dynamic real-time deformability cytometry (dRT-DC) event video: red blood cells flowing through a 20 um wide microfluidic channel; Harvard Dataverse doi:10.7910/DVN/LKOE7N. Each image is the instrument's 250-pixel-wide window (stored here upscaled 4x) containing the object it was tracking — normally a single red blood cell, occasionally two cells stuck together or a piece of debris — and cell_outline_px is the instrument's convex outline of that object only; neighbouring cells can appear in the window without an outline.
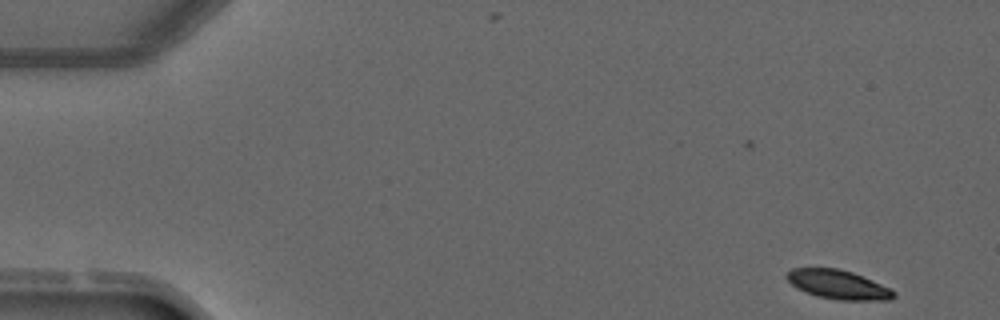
{"species": "common noctule bat (a hibernating species)", "species_latin": "Nyctalus noctula", "temperature_condition": "warm", "stored_images_in_passage": 4, "camera_frame_rate_fps": 3000, "um_per_image_px": 0.085, "animal": {"sex": "male", "forearm_length_mm": 52.5}, "frame": {"image": 1, "passage_image": 1, "time_ms": 0.0, "image_size_px": [1000, 320], "cell_outline_px": [[896, 296], [892, 300], [836, 300], [816, 296], [796, 288], [784, 276], [792, 268], [836, 268], [852, 272], [880, 284], [896, 292]], "centroid_in_image_um": [71.22, 24.2], "position_along_channel_um": 13.8, "area_um2": 18.03}}
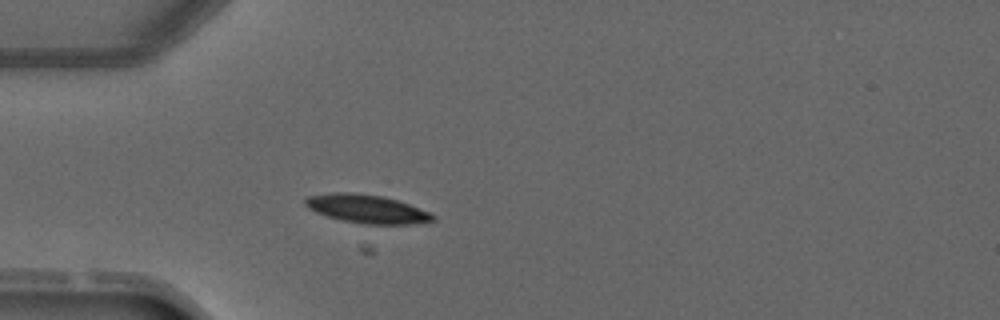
{"frame": {"image": 2, "passage_image": 4, "time_ms": 3.333, "image_size_px": [1000, 320], "cell_outline_px": [[436, 220], [412, 224], [364, 224], [344, 220], [328, 216], [316, 212], [308, 208], [304, 204], [304, 200], [308, 196], [332, 192], [352, 192], [384, 196], [432, 212], [436, 216]], "centroid_in_image_um": [31.21, 17.75], "position_along_channel_um": 53.8, "area_um2": 21.21}}